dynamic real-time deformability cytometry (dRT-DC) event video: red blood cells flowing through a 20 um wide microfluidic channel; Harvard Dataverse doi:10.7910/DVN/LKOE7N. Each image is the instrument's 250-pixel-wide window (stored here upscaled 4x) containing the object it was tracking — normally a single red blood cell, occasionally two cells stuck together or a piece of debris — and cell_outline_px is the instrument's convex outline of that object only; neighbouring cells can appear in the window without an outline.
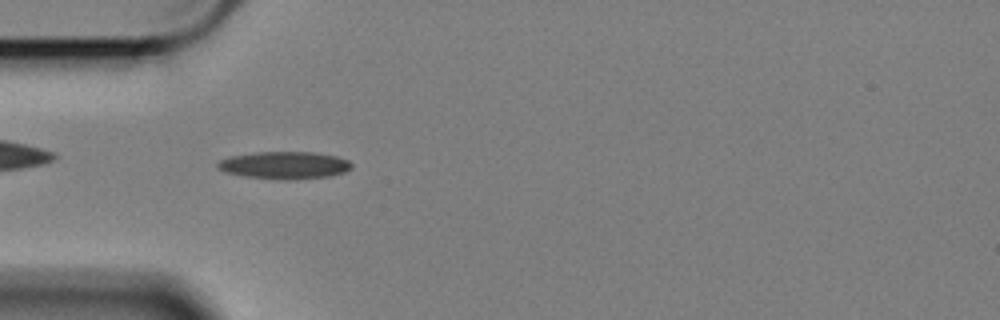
{"species": "Egyptian fruit bat (a non-hibernating species)", "species_latin": "Rousettus aegyptiacus", "temperature_condition": "cold", "stored_images_in_passage": 45, "camera_frame_rate_fps": 3000, "um_per_image_px": 0.085, "animal": {"sex": "female"}, "frame": {"image": 1, "passage_image": 4, "time_ms": 1.0, "image_size_px": [1000, 320], "cell_outline_px": [[352, 168], [344, 172], [328, 176], [288, 180], [244, 176], [224, 172], [216, 168], [216, 164], [220, 160], [232, 156], [256, 152], [312, 152], [336, 156], [348, 160], [352, 164]], "centroid_in_image_um": [24.16, 14.04], "position_along_channel_um": 60.8, "area_um2": 21.27}}
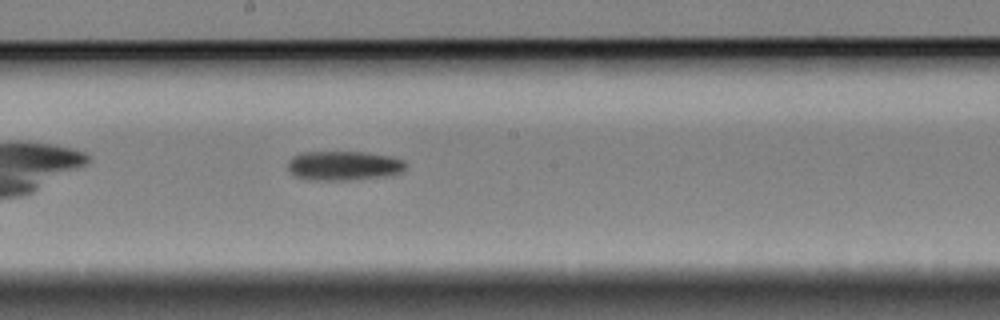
{"frame": {"image": 2, "passage_image": 18, "time_ms": 5.667, "image_size_px": [1000, 320], "cell_outline_px": [[408, 164], [400, 172], [392, 176], [348, 180], [308, 180], [296, 176], [288, 168], [288, 160], [292, 156], [300, 152], [364, 152], [392, 156], [404, 160]], "centroid_in_image_um": [29.24, 14.08], "position_along_channel_um": 219.0, "area_um2": 20.46}}
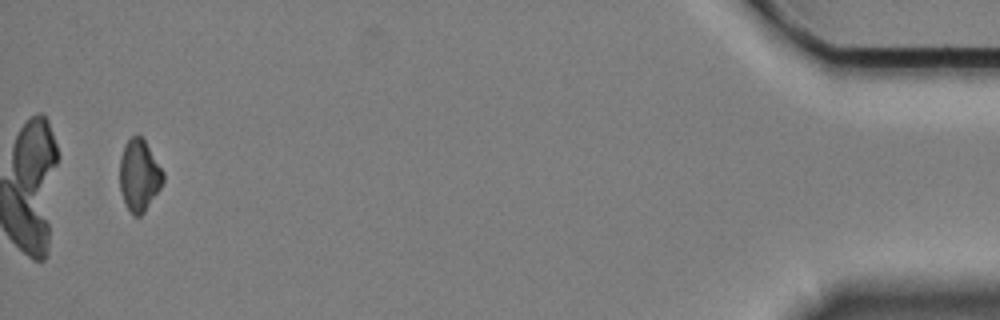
{"frame": {"image": 3, "passage_image": 43, "time_ms": 14.0, "image_size_px": [1000, 320], "cell_outline_px": [[164, 180], [160, 188], [144, 212], [140, 216], [132, 216], [124, 204], [120, 192], [120, 156], [124, 144], [132, 136], [140, 136], [144, 140], [164, 172]], "centroid_in_image_um": [11.81, 14.94], "position_along_channel_um": 423.4, "area_um2": 18.15}, "authors_computed_cell_mechanics": {"area_um2": 20.0566, "velocity_mm_per_s": 3.4155, "shape_relaxation_time_tau1_ms": 5.4317, "shape_relaxation_time_tau2_ms": null, "deformation_change_tau1": 0.1271, "deformation_change_tau2": null}}